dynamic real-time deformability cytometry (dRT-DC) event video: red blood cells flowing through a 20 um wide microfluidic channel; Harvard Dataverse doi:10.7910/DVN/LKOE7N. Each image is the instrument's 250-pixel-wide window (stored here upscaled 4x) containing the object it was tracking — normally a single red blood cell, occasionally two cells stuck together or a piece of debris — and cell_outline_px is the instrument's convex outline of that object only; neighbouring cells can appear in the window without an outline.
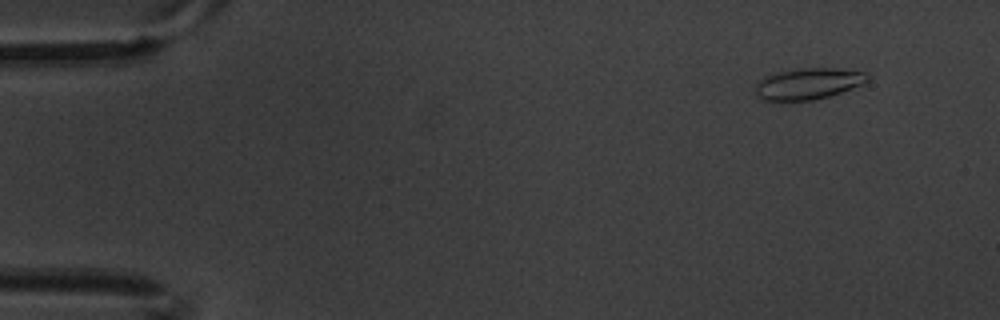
{"species": "common noctule bat (a hibernating species)", "species_latin": "Nyctalus noctula", "temperature_condition": "warm", "stored_images_in_passage": 5, "camera_frame_rate_fps": 3000, "um_per_image_px": 0.085, "animal": {"sex": "male", "body_mass_g": 20.1, "forearm_length_mm": 53.5}, "frame": {"image": 1, "passage_image": 2, "time_ms": 0.333, "image_size_px": [1000, 320], "cell_outline_px": [[872, 76], [868, 80], [860, 84], [840, 92], [828, 96], [812, 100], [764, 100], [756, 92], [756, 84], [764, 76], [776, 72], [804, 68], [832, 68], [868, 72]], "centroid_in_image_um": [68.72, 7.09], "position_along_channel_um": 16.3, "area_um2": 20.11}}
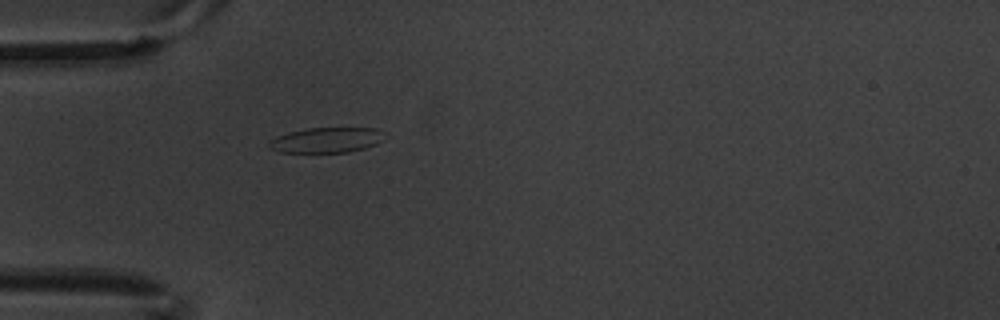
{"frame": {"image": 2, "passage_image": 5, "time_ms": 1.333, "image_size_px": [1000, 320], "cell_outline_px": [[384, 140], [376, 144], [364, 148], [348, 152], [280, 152], [268, 148], [268, 144], [276, 136], [288, 132], [308, 128], [376, 128], [380, 132]], "centroid_in_image_um": [27.72, 11.91], "position_along_channel_um": 57.3, "area_um2": 16.82}}